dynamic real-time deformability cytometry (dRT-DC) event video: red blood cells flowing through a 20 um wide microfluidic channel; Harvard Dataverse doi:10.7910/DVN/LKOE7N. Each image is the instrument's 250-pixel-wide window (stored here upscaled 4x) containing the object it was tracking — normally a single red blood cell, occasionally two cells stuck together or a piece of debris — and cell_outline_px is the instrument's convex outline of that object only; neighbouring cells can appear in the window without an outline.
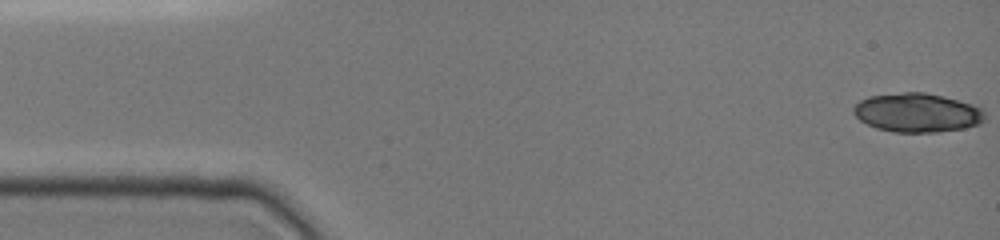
{"species": "common noctule bat (a hibernating species)", "species_latin": "Nyctalus noctula", "temperature_condition": "cold", "stored_images_in_passage": 44, "camera_frame_rate_fps": 3000, "um_per_image_px": 0.085, "animal": {"sex": "female", "body_mass_g": 19.0, "forearm_length_mm": 51.5}, "frame": {"image": 1, "passage_image": 1, "time_ms": 0.0, "image_size_px": [1000, 240], "cell_outline_px": [[984, 120], [980, 124], [964, 128], [936, 132], [892, 132], [876, 128], [860, 120], [852, 112], [852, 108], [860, 100], [868, 96], [904, 92], [924, 92], [944, 96], [972, 104], [980, 108], [984, 112]], "centroid_in_image_um": [77.94, 9.57], "position_along_channel_um": 7.1, "area_um2": 29.88}}
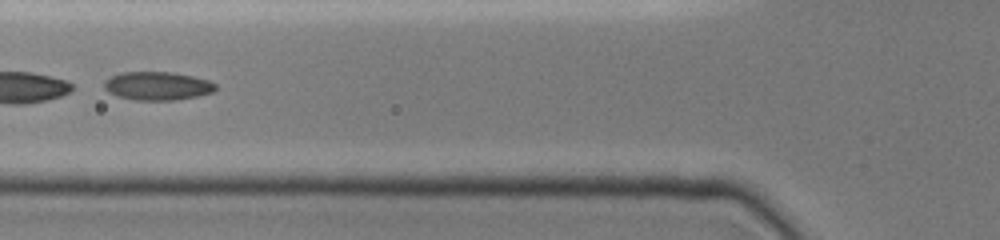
{"frame": {"image": 2, "passage_image": 26, "time_ms": 6.0, "image_size_px": [1000, 240], "cell_outline_px": [[216, 88], [212, 92], [196, 96], [176, 100], [136, 100], [116, 96], [108, 92], [104, 88], [104, 80], [120, 72], [172, 72], [192, 76], [208, 80], [216, 84]], "centroid_in_image_um": [13.35, 7.3], "position_along_channel_um": 112.5, "area_um2": 18.44}}
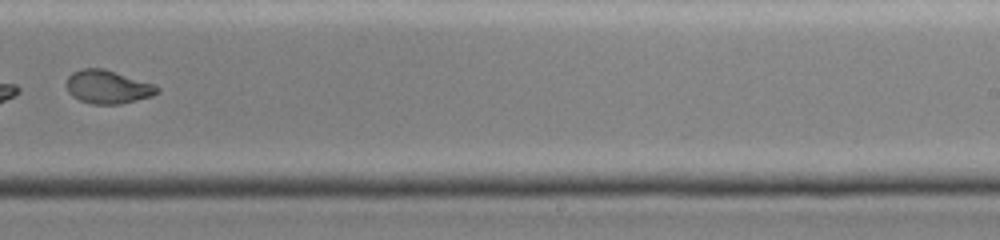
{"frame": {"image": 3, "passage_image": 37, "time_ms": 10.333, "image_size_px": [1000, 240], "cell_outline_px": [[160, 92], [152, 96], [120, 104], [92, 104], [80, 100], [72, 96], [68, 92], [64, 84], [68, 76], [72, 72], [84, 68], [104, 68], [156, 84], [160, 88]], "centroid_in_image_um": [9.16, 7.38], "position_along_channel_um": 279.8, "area_um2": 17.98}}